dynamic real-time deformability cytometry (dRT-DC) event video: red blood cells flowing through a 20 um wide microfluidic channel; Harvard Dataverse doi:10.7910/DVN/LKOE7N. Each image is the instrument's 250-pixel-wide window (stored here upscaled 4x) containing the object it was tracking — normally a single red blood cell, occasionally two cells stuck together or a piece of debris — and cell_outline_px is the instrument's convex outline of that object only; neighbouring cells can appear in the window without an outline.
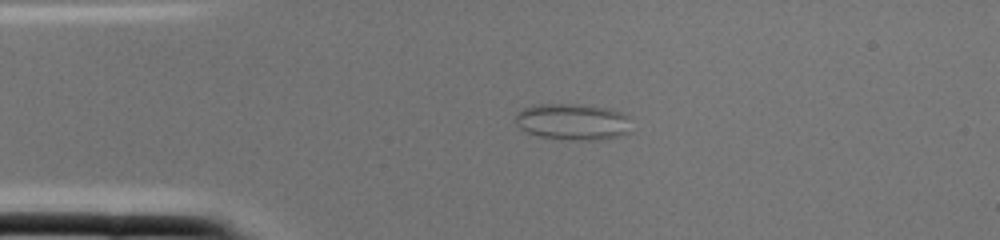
{"species": "common noctule bat (a hibernating species)", "species_latin": "Nyctalus noctula", "temperature_condition": "cold", "stored_images_in_passage": 1, "camera_frame_rate_fps": 3000, "um_per_image_px": 0.085, "animal": {"sex": "female", "body_mass_g": 22.0, "forearm_length_mm": 56.7}, "frame": {"image": 1, "passage_image": 1, "time_ms": 0.0, "image_size_px": [1000, 240], "cell_outline_px": [[632, 132], [620, 136], [600, 140], [568, 140], [540, 136], [524, 132], [516, 124], [516, 112], [532, 104], [580, 104], [608, 108], [624, 112], [628, 116]], "centroid_in_image_um": [48.71, 10.35], "position_along_channel_um": 36.3, "area_um2": 25.14}}